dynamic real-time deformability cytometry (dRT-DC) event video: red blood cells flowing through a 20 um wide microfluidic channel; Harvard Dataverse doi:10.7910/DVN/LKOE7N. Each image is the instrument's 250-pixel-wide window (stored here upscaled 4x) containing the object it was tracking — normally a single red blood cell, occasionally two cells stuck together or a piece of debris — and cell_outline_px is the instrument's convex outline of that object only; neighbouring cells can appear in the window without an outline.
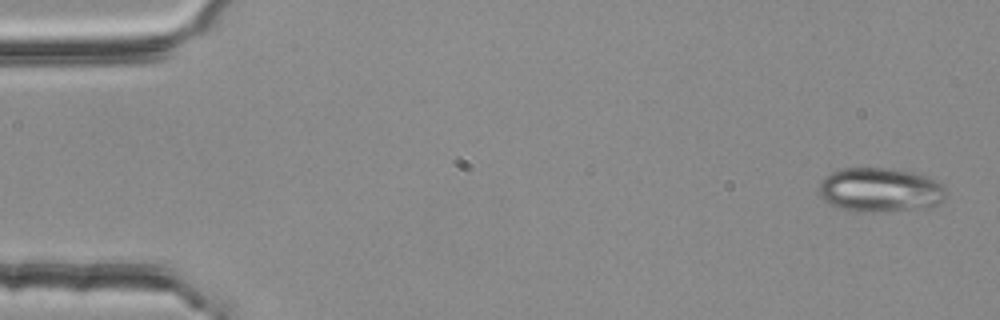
{"species": "common noctule bat (a hibernating species)", "species_latin": "Nyctalus noctula", "temperature_condition": "room temperature", "stored_images_in_passage": 4, "camera_frame_rate_fps": 3000, "um_per_image_px": 0.085, "animal": {"sex": "female", "body_mass_g": 25.1}, "frame": {"image": 1, "passage_image": 1, "time_ms": 0.0, "image_size_px": [1000, 320], "cell_outline_px": [[944, 200], [936, 204], [872, 212], [852, 212], [840, 208], [824, 200], [820, 196], [820, 184], [824, 176], [832, 172], [844, 168], [892, 168], [912, 172], [928, 176], [936, 180], [944, 188]], "centroid_in_image_um": [74.75, 16.11], "position_along_channel_um": 10.3, "area_um2": 32.14}}
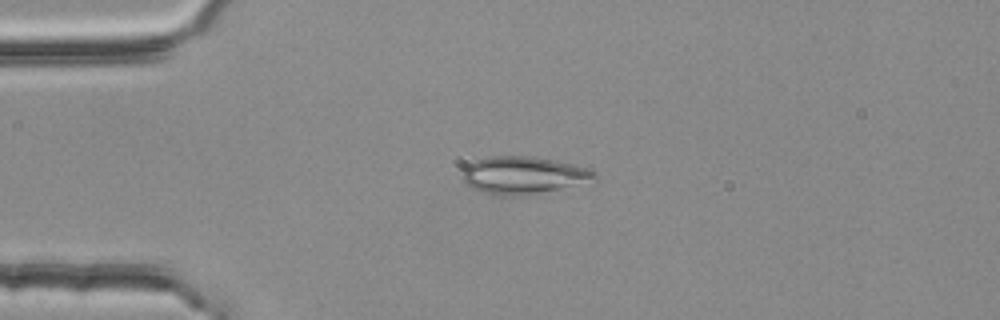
{"frame": {"image": 2, "passage_image": 3, "time_ms": 0.667, "image_size_px": [1000, 320], "cell_outline_px": [[600, 180], [596, 184], [528, 196], [504, 196], [480, 192], [472, 188], [464, 180], [464, 168], [468, 164], [476, 160], [492, 156], [532, 156], [572, 164], [584, 168], [592, 172]], "centroid_in_image_um": [44.62, 14.95], "position_along_channel_um": 40.4, "area_um2": 29.71}}